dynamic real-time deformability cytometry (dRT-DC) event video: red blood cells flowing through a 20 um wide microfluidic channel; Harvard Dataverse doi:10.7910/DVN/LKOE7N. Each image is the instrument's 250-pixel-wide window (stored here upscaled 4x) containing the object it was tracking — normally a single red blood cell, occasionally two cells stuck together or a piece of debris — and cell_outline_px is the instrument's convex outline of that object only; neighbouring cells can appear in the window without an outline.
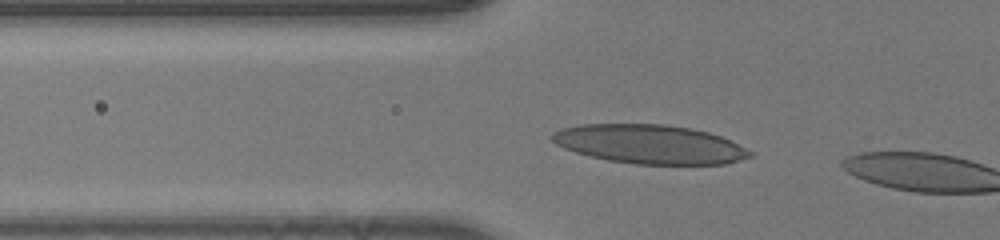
{"species": "human", "species_latin": "Homo sapiens", "temperature_condition": "room temperature", "stored_images_in_passage": 5, "camera_frame_rate_fps": 3000, "um_per_image_px": 0.085, "donor": {"sex": "male"}, "frame": {"image": 1, "passage_image": 3, "time_ms": 0.667, "image_size_px": [1000, 240], "cell_outline_px": [[752, 156], [724, 164], [636, 164], [608, 160], [576, 152], [564, 148], [556, 144], [548, 136], [552, 132], [564, 128], [580, 124], [664, 124], [692, 128], [708, 132], [720, 136], [752, 152]], "centroid_in_image_um": [55.18, 12.25], "position_along_channel_um": 70.6, "area_um2": 44.62}}